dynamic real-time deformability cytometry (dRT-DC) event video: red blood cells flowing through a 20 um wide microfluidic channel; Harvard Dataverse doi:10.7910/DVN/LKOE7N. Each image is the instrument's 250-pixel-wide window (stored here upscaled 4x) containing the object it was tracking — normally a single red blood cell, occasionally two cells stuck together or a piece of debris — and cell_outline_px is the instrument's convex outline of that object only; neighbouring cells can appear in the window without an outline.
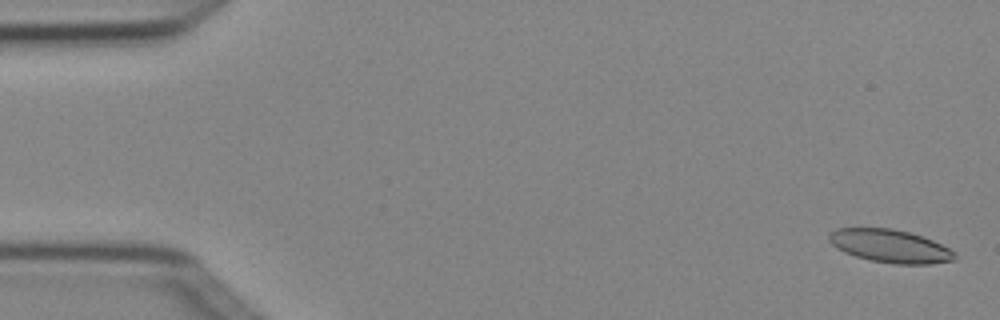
{"species": "Egyptian fruit bat (a non-hibernating species)", "species_latin": "Rousettus aegyptiacus", "temperature_condition": "cold", "stored_images_in_passage": 5, "camera_frame_rate_fps": 3000, "um_per_image_px": 0.085, "animal": {"sex": "female"}, "frame": {"image": 1, "passage_image": 1, "time_ms": 0.0, "image_size_px": [1000, 320], "cell_outline_px": [[956, 260], [928, 264], [892, 264], [872, 260], [856, 256], [844, 252], [836, 248], [828, 240], [828, 236], [836, 228], [892, 228], [908, 232], [932, 240], [956, 252]], "centroid_in_image_um": [75.66, 20.92], "position_along_channel_um": 9.3, "area_um2": 24.1}}
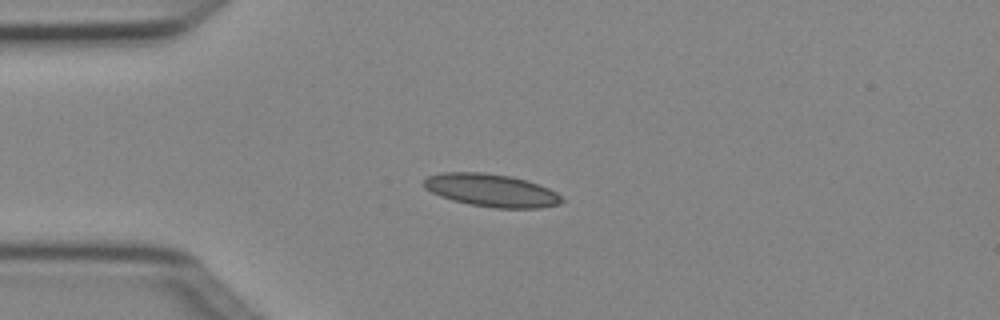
{"frame": {"image": 2, "passage_image": 4, "time_ms": 1.0, "image_size_px": [1000, 320], "cell_outline_px": [[564, 200], [560, 204], [540, 208], [496, 208], [468, 204], [452, 200], [440, 196], [424, 188], [424, 180], [428, 176], [440, 172], [484, 172], [512, 176], [548, 188], [556, 192]], "centroid_in_image_um": [41.74, 16.18], "position_along_channel_um": 43.3, "area_um2": 26.36}}